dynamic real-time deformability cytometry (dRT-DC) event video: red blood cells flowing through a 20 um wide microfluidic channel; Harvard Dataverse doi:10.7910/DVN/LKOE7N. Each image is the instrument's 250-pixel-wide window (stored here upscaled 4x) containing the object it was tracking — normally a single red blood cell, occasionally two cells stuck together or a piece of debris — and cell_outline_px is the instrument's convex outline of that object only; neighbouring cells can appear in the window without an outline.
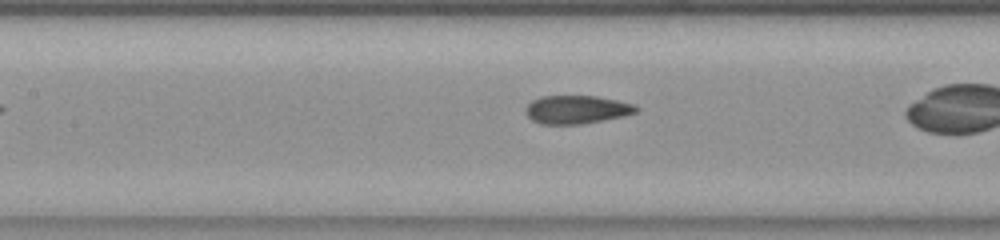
{"species": "common noctule bat (a hibernating species)", "species_latin": "Nyctalus noctula", "temperature_condition": "room temperature", "stored_images_in_passage": 15, "camera_frame_rate_fps": 3000, "um_per_image_px": 0.085, "animal": {"sex": "female", "body_mass_g": 23.0, "forearm_length_mm": 53.4}, "frame": {"image": 1, "passage_image": 9, "time_ms": 2.667, "image_size_px": [1000, 240], "cell_outline_px": [[640, 108], [636, 112], [620, 116], [600, 120], [576, 124], [544, 124], [532, 120], [528, 116], [524, 108], [532, 100], [540, 96], [596, 96], [636, 104]], "centroid_in_image_um": [48.99, 9.29], "position_along_channel_um": 158.4, "area_um2": 17.98}}